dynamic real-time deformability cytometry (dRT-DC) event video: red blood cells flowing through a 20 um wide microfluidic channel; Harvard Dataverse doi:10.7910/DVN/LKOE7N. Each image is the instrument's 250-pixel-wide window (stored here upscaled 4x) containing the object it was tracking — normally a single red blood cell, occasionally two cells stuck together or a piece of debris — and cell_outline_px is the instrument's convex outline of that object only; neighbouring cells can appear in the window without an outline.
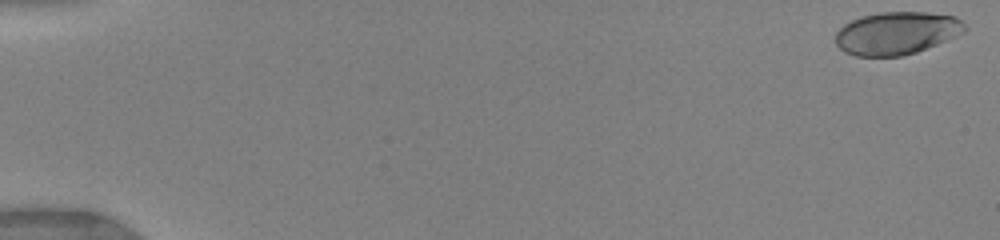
{"species": "human", "species_latin": "Homo sapiens", "temperature_condition": "warm", "stored_images_in_passage": 22, "camera_frame_rate_fps": 3000, "um_per_image_px": 0.085, "donor": {"sex": "female"}, "frame": {"image": 1, "passage_image": 1, "time_ms": 0.0, "image_size_px": [1000, 240], "cell_outline_px": [[968, 28], [964, 32], [936, 44], [916, 52], [900, 56], [856, 56], [844, 52], [836, 44], [836, 32], [844, 24], [860, 16], [880, 12], [928, 12], [952, 16], [960, 20]], "centroid_in_image_um": [76.18, 2.81], "position_along_channel_um": 8.8, "area_um2": 32.02}}
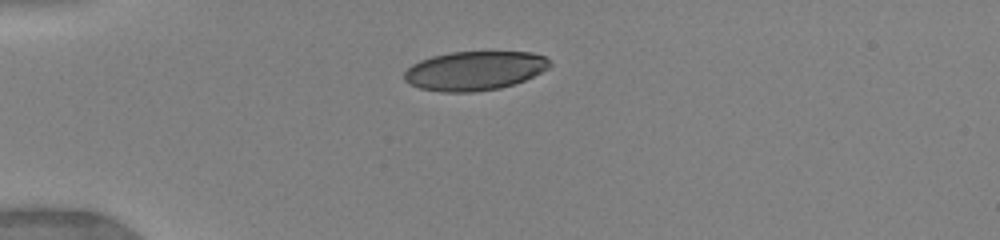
{"frame": {"image": 2, "passage_image": 13, "time_ms": 4.333, "image_size_px": [1000, 240], "cell_outline_px": [[552, 64], [548, 68], [524, 80], [500, 88], [472, 92], [440, 92], [420, 88], [408, 84], [404, 80], [404, 72], [412, 64], [420, 60], [432, 56], [452, 52], [532, 52], [544, 56]], "centroid_in_image_um": [40.3, 6.01], "position_along_channel_um": 44.7, "area_um2": 33.06}}
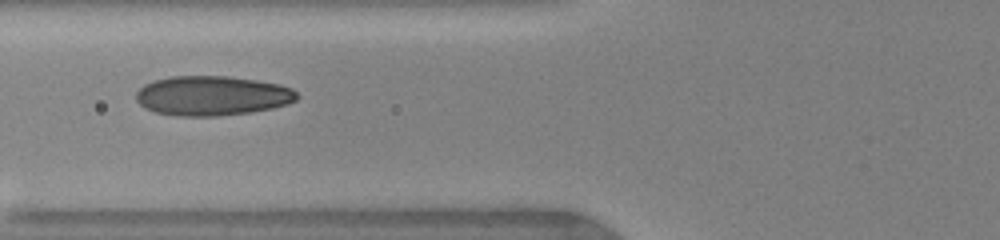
{"frame": {"image": 3, "passage_image": 20, "time_ms": 6.667, "image_size_px": [1000, 240], "cell_outline_px": [[300, 96], [296, 100], [288, 104], [272, 108], [252, 112], [216, 116], [180, 116], [156, 112], [144, 108], [136, 100], [136, 92], [144, 84], [152, 80], [172, 76], [228, 76], [256, 80], [280, 84], [292, 88]], "centroid_in_image_um": [18.04, 8.13], "position_along_channel_um": 107.8, "area_um2": 37.4}}